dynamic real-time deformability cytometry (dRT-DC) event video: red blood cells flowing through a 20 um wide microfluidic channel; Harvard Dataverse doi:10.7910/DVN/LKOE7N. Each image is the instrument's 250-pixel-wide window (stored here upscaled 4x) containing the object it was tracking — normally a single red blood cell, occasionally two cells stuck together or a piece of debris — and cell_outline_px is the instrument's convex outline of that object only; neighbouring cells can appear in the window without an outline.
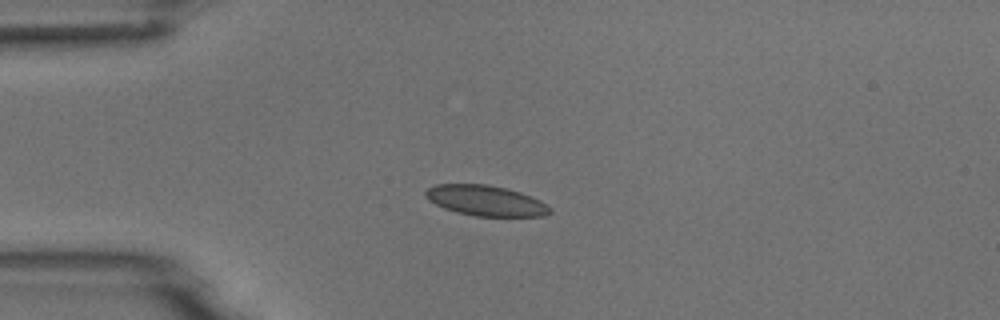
{"species": "common noctule bat (a hibernating species)", "species_latin": "Nyctalus noctula", "temperature_condition": "room temperature", "stored_images_in_passage": 2, "camera_frame_rate_fps": 3000, "um_per_image_px": 0.085, "animal": {"sex": "male", "body_mass_g": 18.8}, "frame": {"image": 1, "passage_image": 1, "time_ms": 0.0, "image_size_px": [1000, 320], "cell_outline_px": [[552, 212], [544, 216], [476, 216], [456, 212], [444, 208], [428, 200], [424, 196], [424, 192], [428, 188], [436, 184], [488, 184], [520, 192], [540, 200], [552, 208]], "centroid_in_image_um": [41.28, 17.05], "position_along_channel_um": 43.7, "area_um2": 22.08}}